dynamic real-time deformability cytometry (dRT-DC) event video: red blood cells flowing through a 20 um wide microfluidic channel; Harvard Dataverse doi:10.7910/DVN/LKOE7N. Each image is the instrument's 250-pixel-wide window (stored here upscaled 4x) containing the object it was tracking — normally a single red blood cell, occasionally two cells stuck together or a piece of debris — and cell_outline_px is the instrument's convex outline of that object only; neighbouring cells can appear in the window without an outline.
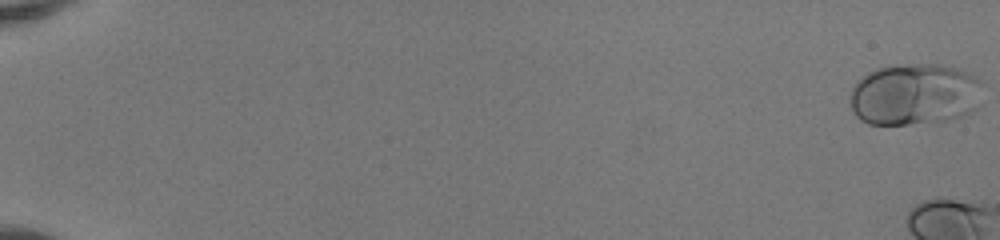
{"species": "human", "species_latin": "Homo sapiens", "temperature_condition": "room temperature", "stored_images_in_passage": 12, "camera_frame_rate_fps": 3000, "um_per_image_px": 0.085, "donor": {"sex": "female"}, "frame": {"image": 1, "passage_image": 1, "time_ms": 0.0, "image_size_px": [1000, 240], "cell_outline_px": [[980, 104], [976, 108], [964, 116], [952, 120], [908, 124], [868, 124], [860, 120], [856, 116], [852, 108], [852, 88], [868, 72], [876, 68], [916, 64], [940, 64], [972, 72], [980, 80]], "centroid_in_image_um": [77.8, 8.03], "position_along_channel_um": 7.2, "area_um2": 47.74}}